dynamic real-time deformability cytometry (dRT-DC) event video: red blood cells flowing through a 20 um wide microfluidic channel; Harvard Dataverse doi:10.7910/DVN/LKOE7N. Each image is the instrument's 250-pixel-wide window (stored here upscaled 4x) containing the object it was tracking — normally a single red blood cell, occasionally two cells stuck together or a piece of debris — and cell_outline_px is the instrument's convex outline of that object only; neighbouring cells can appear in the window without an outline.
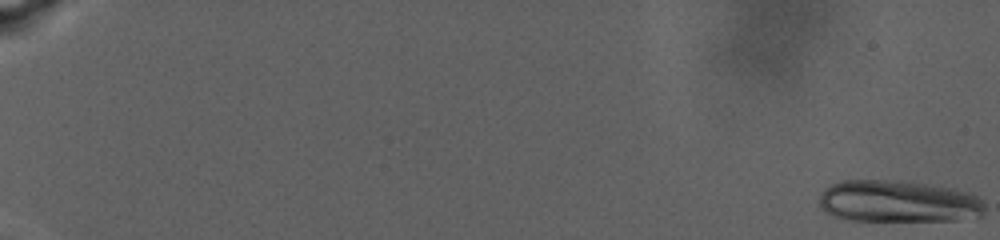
{"species": "human", "species_latin": "Homo sapiens", "temperature_condition": "warm", "stored_images_in_passage": 89, "camera_frame_rate_fps": 3000, "um_per_image_px": 0.085, "donor": {"sex": "male"}, "frame": {"image": 1, "passage_image": 1, "time_ms": 0.0, "image_size_px": [1000, 240], "cell_outline_px": [[984, 212], [976, 220], [852, 220], [832, 216], [824, 212], [820, 208], [820, 196], [832, 184], [844, 180], [908, 180], [952, 188], [968, 192], [976, 196], [984, 204]], "centroid_in_image_um": [76.39, 17.12], "position_along_channel_um": 8.6, "area_um2": 40.81}}
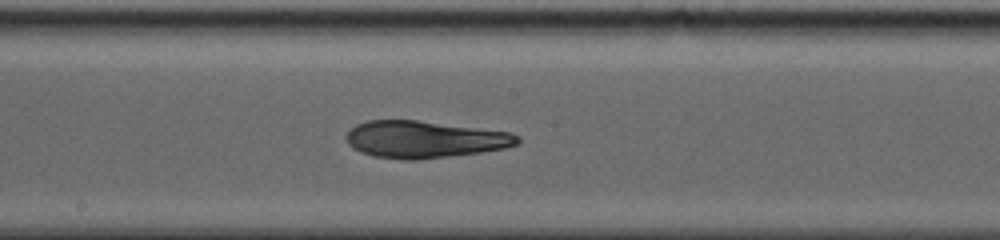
{"frame": {"image": 2, "passage_image": 54, "time_ms": 17.667, "image_size_px": [1000, 240], "cell_outline_px": [[520, 140], [516, 144], [504, 148], [480, 152], [416, 160], [404, 160], [372, 156], [360, 152], [352, 148], [348, 144], [344, 136], [356, 124], [368, 120], [416, 120], [508, 132], [520, 136]], "centroid_in_image_um": [36.01, 11.85], "position_along_channel_um": 212.2, "area_um2": 36.76}}
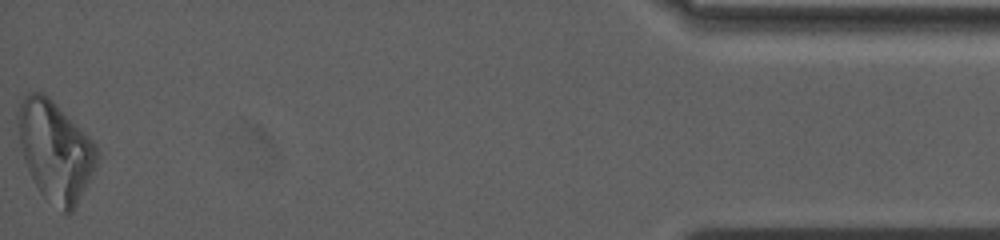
{"frame": {"image": 3, "passage_image": 89, "time_ms": 29.333, "image_size_px": [1000, 240], "cell_outline_px": [[100, 156], [96, 168], [72, 212], [64, 216], [40, 192], [24, 160], [20, 144], [16, 120], [16, 112], [24, 96], [28, 92], [44, 92], [96, 144], [100, 152]], "centroid_in_image_um": [4.7, 12.83], "position_along_channel_um": 430.5, "area_um2": 45.95}, "authors_computed_cell_mechanics": {"area_um2": 37.859, "velocity_mm_per_s": 2.4993, "shape_relaxation_time_tau1_ms": null, "shape_relaxation_time_tau2_ms": 4.7064, "deformation_change_tau1": null, "deformation_change_tau2": 0.0977}}